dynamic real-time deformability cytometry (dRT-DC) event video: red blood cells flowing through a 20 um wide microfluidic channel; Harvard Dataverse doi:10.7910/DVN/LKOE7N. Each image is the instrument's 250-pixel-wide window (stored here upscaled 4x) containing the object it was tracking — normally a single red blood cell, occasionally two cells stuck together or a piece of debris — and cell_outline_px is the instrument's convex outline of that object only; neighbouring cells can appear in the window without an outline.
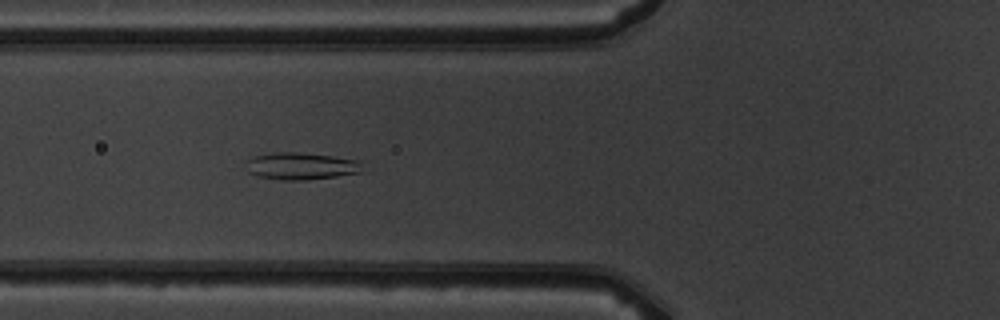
{"species": "common noctule bat (a hibernating species)", "species_latin": "Nyctalus noctula", "temperature_condition": "warm", "stored_images_in_passage": 5, "camera_frame_rate_fps": 3000, "um_per_image_px": 0.085, "animal": {"sex": "male", "body_mass_g": 19.5, "forearm_length_mm": 54.6}, "frame": {"image": 1, "passage_image": 5, "time_ms": 5.333, "image_size_px": [1000, 320], "cell_outline_px": [[360, 172], [336, 176], [308, 180], [284, 180], [260, 176], [248, 172], [248, 160], [256, 156], [272, 152], [296, 152], [332, 156], [360, 160]], "centroid_in_image_um": [25.6, 14.11], "position_along_channel_um": 100.2, "area_um2": 18.03}}